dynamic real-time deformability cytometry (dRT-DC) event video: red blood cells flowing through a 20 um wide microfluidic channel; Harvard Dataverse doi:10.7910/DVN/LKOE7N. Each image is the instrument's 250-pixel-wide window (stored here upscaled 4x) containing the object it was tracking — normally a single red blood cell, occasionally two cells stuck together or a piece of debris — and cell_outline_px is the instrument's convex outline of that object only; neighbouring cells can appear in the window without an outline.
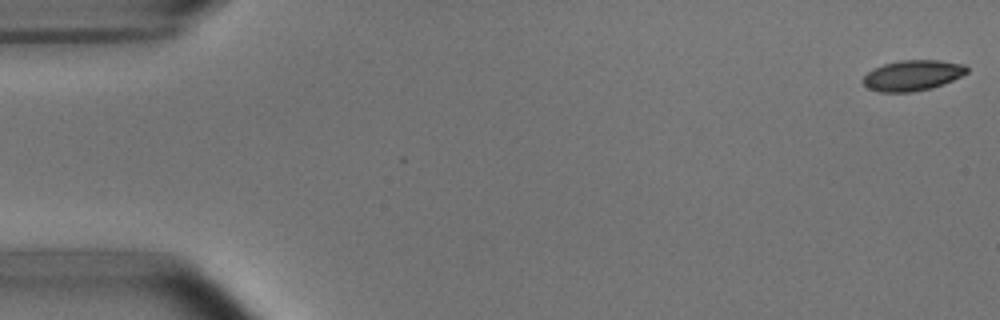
{"species": "common noctule bat (a hibernating species)", "species_latin": "Nyctalus noctula", "temperature_condition": "room temperature", "stored_images_in_passage": 52, "camera_frame_rate_fps": 3000, "um_per_image_px": 0.085, "animal": {"sex": "male", "body_mass_g": 15.6}, "frame": {"image": 1, "passage_image": 1, "time_ms": 0.0, "image_size_px": [1000, 320], "cell_outline_px": [[968, 72], [944, 84], [932, 88], [912, 92], [880, 92], [868, 88], [864, 84], [864, 76], [872, 68], [884, 64], [900, 60], [940, 60], [964, 64], [968, 68]], "centroid_in_image_um": [77.57, 6.4], "position_along_channel_um": 7.4, "area_um2": 18.5}}
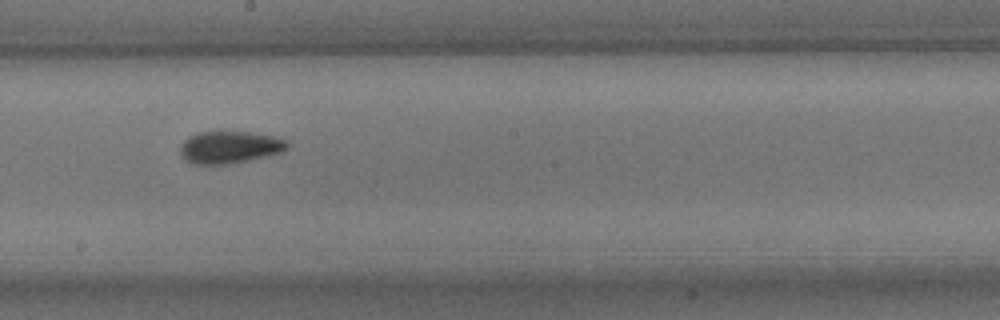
{"frame": {"image": 2, "passage_image": 29, "time_ms": 9.333, "image_size_px": [1000, 320], "cell_outline_px": [[288, 148], [280, 152], [248, 160], [228, 164], [192, 164], [184, 160], [180, 156], [180, 144], [188, 136], [200, 132], [220, 128], [224, 128], [272, 136], [288, 140]], "centroid_in_image_um": [19.45, 12.47], "position_along_channel_um": 228.8, "area_um2": 20.81}}
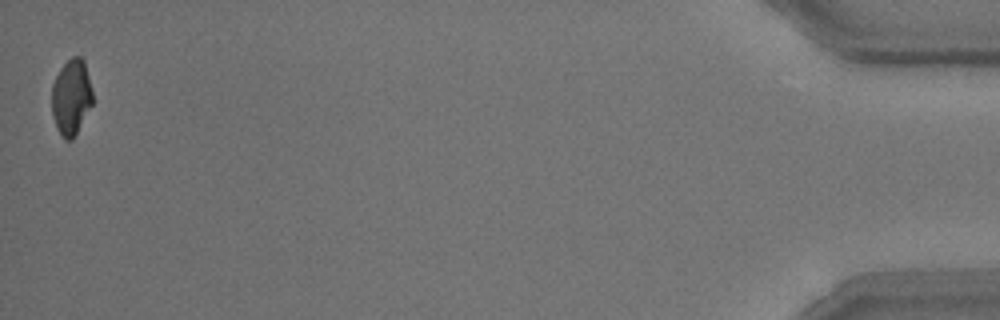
{"frame": {"image": 3, "passage_image": 52, "time_ms": 17.0, "image_size_px": [1000, 320], "cell_outline_px": [[92, 104], [72, 140], [64, 140], [56, 128], [52, 116], [52, 84], [60, 68], [72, 56], [80, 56], [84, 60], [92, 92]], "centroid_in_image_um": [6.04, 8.26], "position_along_channel_um": 429.2, "area_um2": 17.92}, "authors_computed_cell_mechanics": {"area_um2": 19.3919, "velocity_mm_per_s": 3.8091, "shape_relaxation_time_tau1_ms": 3.9713, "shape_relaxation_time_tau2_ms": 1.4832, "deformation_change_tau1": 0.1274, "deformation_change_tau2": 0.0717}}